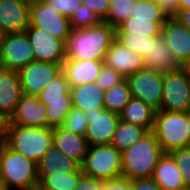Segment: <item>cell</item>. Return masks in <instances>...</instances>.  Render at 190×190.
Returning a JSON list of instances; mask_svg holds the SVG:
<instances>
[{"label":"cell","mask_w":190,"mask_h":190,"mask_svg":"<svg viewBox=\"0 0 190 190\" xmlns=\"http://www.w3.org/2000/svg\"><path fill=\"white\" fill-rule=\"evenodd\" d=\"M84 113L88 122L84 135L88 146L110 144L113 133L120 121L119 114L105 110V108Z\"/></svg>","instance_id":"13"},{"label":"cell","mask_w":190,"mask_h":190,"mask_svg":"<svg viewBox=\"0 0 190 190\" xmlns=\"http://www.w3.org/2000/svg\"><path fill=\"white\" fill-rule=\"evenodd\" d=\"M161 35L178 64L190 56V30L177 19L168 18L161 28Z\"/></svg>","instance_id":"16"},{"label":"cell","mask_w":190,"mask_h":190,"mask_svg":"<svg viewBox=\"0 0 190 190\" xmlns=\"http://www.w3.org/2000/svg\"><path fill=\"white\" fill-rule=\"evenodd\" d=\"M73 107L83 112H92L104 108L105 90L96 82L85 83L70 88Z\"/></svg>","instance_id":"23"},{"label":"cell","mask_w":190,"mask_h":190,"mask_svg":"<svg viewBox=\"0 0 190 190\" xmlns=\"http://www.w3.org/2000/svg\"><path fill=\"white\" fill-rule=\"evenodd\" d=\"M37 167L40 183L46 176L74 173L81 166L52 145L37 163Z\"/></svg>","instance_id":"20"},{"label":"cell","mask_w":190,"mask_h":190,"mask_svg":"<svg viewBox=\"0 0 190 190\" xmlns=\"http://www.w3.org/2000/svg\"><path fill=\"white\" fill-rule=\"evenodd\" d=\"M156 110L140 99L131 98L119 114L120 120L140 125L151 131L154 126Z\"/></svg>","instance_id":"25"},{"label":"cell","mask_w":190,"mask_h":190,"mask_svg":"<svg viewBox=\"0 0 190 190\" xmlns=\"http://www.w3.org/2000/svg\"><path fill=\"white\" fill-rule=\"evenodd\" d=\"M135 0H110V8L105 23L117 27L132 16Z\"/></svg>","instance_id":"34"},{"label":"cell","mask_w":190,"mask_h":190,"mask_svg":"<svg viewBox=\"0 0 190 190\" xmlns=\"http://www.w3.org/2000/svg\"><path fill=\"white\" fill-rule=\"evenodd\" d=\"M30 5L19 0H0V26L8 33H21L29 27Z\"/></svg>","instance_id":"17"},{"label":"cell","mask_w":190,"mask_h":190,"mask_svg":"<svg viewBox=\"0 0 190 190\" xmlns=\"http://www.w3.org/2000/svg\"><path fill=\"white\" fill-rule=\"evenodd\" d=\"M156 37L157 36H146L122 32L118 27H115V40L130 51H137L144 56V58L149 54L151 42H153Z\"/></svg>","instance_id":"29"},{"label":"cell","mask_w":190,"mask_h":190,"mask_svg":"<svg viewBox=\"0 0 190 190\" xmlns=\"http://www.w3.org/2000/svg\"><path fill=\"white\" fill-rule=\"evenodd\" d=\"M125 80L133 98L140 99L156 111L161 109L164 73L143 68Z\"/></svg>","instance_id":"7"},{"label":"cell","mask_w":190,"mask_h":190,"mask_svg":"<svg viewBox=\"0 0 190 190\" xmlns=\"http://www.w3.org/2000/svg\"><path fill=\"white\" fill-rule=\"evenodd\" d=\"M147 132L148 130L140 125L120 120L110 144L122 153L139 141Z\"/></svg>","instance_id":"26"},{"label":"cell","mask_w":190,"mask_h":190,"mask_svg":"<svg viewBox=\"0 0 190 190\" xmlns=\"http://www.w3.org/2000/svg\"><path fill=\"white\" fill-rule=\"evenodd\" d=\"M22 96L18 71L0 67V114L10 119Z\"/></svg>","instance_id":"18"},{"label":"cell","mask_w":190,"mask_h":190,"mask_svg":"<svg viewBox=\"0 0 190 190\" xmlns=\"http://www.w3.org/2000/svg\"><path fill=\"white\" fill-rule=\"evenodd\" d=\"M33 61L35 55L26 33L6 34L0 47V67L19 71Z\"/></svg>","instance_id":"9"},{"label":"cell","mask_w":190,"mask_h":190,"mask_svg":"<svg viewBox=\"0 0 190 190\" xmlns=\"http://www.w3.org/2000/svg\"><path fill=\"white\" fill-rule=\"evenodd\" d=\"M175 19L190 30V9H179Z\"/></svg>","instance_id":"46"},{"label":"cell","mask_w":190,"mask_h":190,"mask_svg":"<svg viewBox=\"0 0 190 190\" xmlns=\"http://www.w3.org/2000/svg\"><path fill=\"white\" fill-rule=\"evenodd\" d=\"M100 190H133V180L121 176L115 179L102 181Z\"/></svg>","instance_id":"40"},{"label":"cell","mask_w":190,"mask_h":190,"mask_svg":"<svg viewBox=\"0 0 190 190\" xmlns=\"http://www.w3.org/2000/svg\"><path fill=\"white\" fill-rule=\"evenodd\" d=\"M180 169L182 179L187 188H190V145L177 148L169 152Z\"/></svg>","instance_id":"37"},{"label":"cell","mask_w":190,"mask_h":190,"mask_svg":"<svg viewBox=\"0 0 190 190\" xmlns=\"http://www.w3.org/2000/svg\"><path fill=\"white\" fill-rule=\"evenodd\" d=\"M151 178L162 190H184L187 188L179 167L169 153H164L159 159Z\"/></svg>","instance_id":"22"},{"label":"cell","mask_w":190,"mask_h":190,"mask_svg":"<svg viewBox=\"0 0 190 190\" xmlns=\"http://www.w3.org/2000/svg\"><path fill=\"white\" fill-rule=\"evenodd\" d=\"M186 132L189 134V145H190V110L187 112Z\"/></svg>","instance_id":"49"},{"label":"cell","mask_w":190,"mask_h":190,"mask_svg":"<svg viewBox=\"0 0 190 190\" xmlns=\"http://www.w3.org/2000/svg\"><path fill=\"white\" fill-rule=\"evenodd\" d=\"M131 17L149 20L150 22H166L168 19L162 9L153 0L135 1Z\"/></svg>","instance_id":"33"},{"label":"cell","mask_w":190,"mask_h":190,"mask_svg":"<svg viewBox=\"0 0 190 190\" xmlns=\"http://www.w3.org/2000/svg\"><path fill=\"white\" fill-rule=\"evenodd\" d=\"M81 170L101 182L121 177L122 153L111 144L89 146Z\"/></svg>","instance_id":"5"},{"label":"cell","mask_w":190,"mask_h":190,"mask_svg":"<svg viewBox=\"0 0 190 190\" xmlns=\"http://www.w3.org/2000/svg\"><path fill=\"white\" fill-rule=\"evenodd\" d=\"M144 67L161 73L173 72L179 68L161 34L151 42L149 54L144 58Z\"/></svg>","instance_id":"24"},{"label":"cell","mask_w":190,"mask_h":190,"mask_svg":"<svg viewBox=\"0 0 190 190\" xmlns=\"http://www.w3.org/2000/svg\"><path fill=\"white\" fill-rule=\"evenodd\" d=\"M133 190H162L152 178L133 180Z\"/></svg>","instance_id":"44"},{"label":"cell","mask_w":190,"mask_h":190,"mask_svg":"<svg viewBox=\"0 0 190 190\" xmlns=\"http://www.w3.org/2000/svg\"><path fill=\"white\" fill-rule=\"evenodd\" d=\"M0 190H12V189L7 187L6 185L0 184Z\"/></svg>","instance_id":"52"},{"label":"cell","mask_w":190,"mask_h":190,"mask_svg":"<svg viewBox=\"0 0 190 190\" xmlns=\"http://www.w3.org/2000/svg\"><path fill=\"white\" fill-rule=\"evenodd\" d=\"M104 64L113 68L125 78L145 68L144 56L137 51H130L115 39L107 50Z\"/></svg>","instance_id":"14"},{"label":"cell","mask_w":190,"mask_h":190,"mask_svg":"<svg viewBox=\"0 0 190 190\" xmlns=\"http://www.w3.org/2000/svg\"><path fill=\"white\" fill-rule=\"evenodd\" d=\"M9 125L10 119L5 115L0 114V147L7 143Z\"/></svg>","instance_id":"45"},{"label":"cell","mask_w":190,"mask_h":190,"mask_svg":"<svg viewBox=\"0 0 190 190\" xmlns=\"http://www.w3.org/2000/svg\"><path fill=\"white\" fill-rule=\"evenodd\" d=\"M67 18L82 4V0H44Z\"/></svg>","instance_id":"39"},{"label":"cell","mask_w":190,"mask_h":190,"mask_svg":"<svg viewBox=\"0 0 190 190\" xmlns=\"http://www.w3.org/2000/svg\"><path fill=\"white\" fill-rule=\"evenodd\" d=\"M10 125H22L33 128L47 126L45 105L37 96L23 95L10 118Z\"/></svg>","instance_id":"15"},{"label":"cell","mask_w":190,"mask_h":190,"mask_svg":"<svg viewBox=\"0 0 190 190\" xmlns=\"http://www.w3.org/2000/svg\"><path fill=\"white\" fill-rule=\"evenodd\" d=\"M179 9H190V0H179Z\"/></svg>","instance_id":"48"},{"label":"cell","mask_w":190,"mask_h":190,"mask_svg":"<svg viewBox=\"0 0 190 190\" xmlns=\"http://www.w3.org/2000/svg\"><path fill=\"white\" fill-rule=\"evenodd\" d=\"M187 112L158 110L155 113L153 133L165 153L189 146L186 132Z\"/></svg>","instance_id":"6"},{"label":"cell","mask_w":190,"mask_h":190,"mask_svg":"<svg viewBox=\"0 0 190 190\" xmlns=\"http://www.w3.org/2000/svg\"><path fill=\"white\" fill-rule=\"evenodd\" d=\"M167 16V18H175L179 11V0H153Z\"/></svg>","instance_id":"42"},{"label":"cell","mask_w":190,"mask_h":190,"mask_svg":"<svg viewBox=\"0 0 190 190\" xmlns=\"http://www.w3.org/2000/svg\"><path fill=\"white\" fill-rule=\"evenodd\" d=\"M179 68L188 76L190 79V56L179 64Z\"/></svg>","instance_id":"47"},{"label":"cell","mask_w":190,"mask_h":190,"mask_svg":"<svg viewBox=\"0 0 190 190\" xmlns=\"http://www.w3.org/2000/svg\"><path fill=\"white\" fill-rule=\"evenodd\" d=\"M110 0H82V4L92 10L97 16L104 21L110 8Z\"/></svg>","instance_id":"41"},{"label":"cell","mask_w":190,"mask_h":190,"mask_svg":"<svg viewBox=\"0 0 190 190\" xmlns=\"http://www.w3.org/2000/svg\"><path fill=\"white\" fill-rule=\"evenodd\" d=\"M65 94H71V92L66 76L61 72L46 85L37 97L40 101H56L65 100Z\"/></svg>","instance_id":"32"},{"label":"cell","mask_w":190,"mask_h":190,"mask_svg":"<svg viewBox=\"0 0 190 190\" xmlns=\"http://www.w3.org/2000/svg\"><path fill=\"white\" fill-rule=\"evenodd\" d=\"M6 145L38 163L53 145V128L9 125Z\"/></svg>","instance_id":"4"},{"label":"cell","mask_w":190,"mask_h":190,"mask_svg":"<svg viewBox=\"0 0 190 190\" xmlns=\"http://www.w3.org/2000/svg\"><path fill=\"white\" fill-rule=\"evenodd\" d=\"M0 184L12 190L38 188L37 163L7 145L0 147Z\"/></svg>","instance_id":"3"},{"label":"cell","mask_w":190,"mask_h":190,"mask_svg":"<svg viewBox=\"0 0 190 190\" xmlns=\"http://www.w3.org/2000/svg\"><path fill=\"white\" fill-rule=\"evenodd\" d=\"M131 98L128 83L124 80L119 85L112 86L110 89L105 90L104 108L110 112L120 114Z\"/></svg>","instance_id":"27"},{"label":"cell","mask_w":190,"mask_h":190,"mask_svg":"<svg viewBox=\"0 0 190 190\" xmlns=\"http://www.w3.org/2000/svg\"><path fill=\"white\" fill-rule=\"evenodd\" d=\"M164 153L153 131H148L122 152V176L129 180L151 178Z\"/></svg>","instance_id":"2"},{"label":"cell","mask_w":190,"mask_h":190,"mask_svg":"<svg viewBox=\"0 0 190 190\" xmlns=\"http://www.w3.org/2000/svg\"><path fill=\"white\" fill-rule=\"evenodd\" d=\"M170 112L190 110V79L180 69L164 73L161 109Z\"/></svg>","instance_id":"8"},{"label":"cell","mask_w":190,"mask_h":190,"mask_svg":"<svg viewBox=\"0 0 190 190\" xmlns=\"http://www.w3.org/2000/svg\"><path fill=\"white\" fill-rule=\"evenodd\" d=\"M87 125L88 122L85 113L82 110L73 107L65 117L62 127L74 134L84 136L87 130Z\"/></svg>","instance_id":"36"},{"label":"cell","mask_w":190,"mask_h":190,"mask_svg":"<svg viewBox=\"0 0 190 190\" xmlns=\"http://www.w3.org/2000/svg\"><path fill=\"white\" fill-rule=\"evenodd\" d=\"M6 32L3 30V28L0 26V47H1V44L6 36Z\"/></svg>","instance_id":"50"},{"label":"cell","mask_w":190,"mask_h":190,"mask_svg":"<svg viewBox=\"0 0 190 190\" xmlns=\"http://www.w3.org/2000/svg\"><path fill=\"white\" fill-rule=\"evenodd\" d=\"M71 29L88 28L99 25L102 20L87 6L81 4L69 18Z\"/></svg>","instance_id":"35"},{"label":"cell","mask_w":190,"mask_h":190,"mask_svg":"<svg viewBox=\"0 0 190 190\" xmlns=\"http://www.w3.org/2000/svg\"><path fill=\"white\" fill-rule=\"evenodd\" d=\"M29 25L49 32L63 42L71 30L69 18L60 14L44 0L30 5Z\"/></svg>","instance_id":"10"},{"label":"cell","mask_w":190,"mask_h":190,"mask_svg":"<svg viewBox=\"0 0 190 190\" xmlns=\"http://www.w3.org/2000/svg\"><path fill=\"white\" fill-rule=\"evenodd\" d=\"M104 61L100 60H65L62 72L65 74L69 87L81 86L95 82L98 78Z\"/></svg>","instance_id":"19"},{"label":"cell","mask_w":190,"mask_h":190,"mask_svg":"<svg viewBox=\"0 0 190 190\" xmlns=\"http://www.w3.org/2000/svg\"><path fill=\"white\" fill-rule=\"evenodd\" d=\"M62 72V65L33 61L18 71L23 95L37 96Z\"/></svg>","instance_id":"12"},{"label":"cell","mask_w":190,"mask_h":190,"mask_svg":"<svg viewBox=\"0 0 190 190\" xmlns=\"http://www.w3.org/2000/svg\"><path fill=\"white\" fill-rule=\"evenodd\" d=\"M81 167L74 173L64 175L46 176L40 183L41 190H74L77 186L79 177L82 175Z\"/></svg>","instance_id":"30"},{"label":"cell","mask_w":190,"mask_h":190,"mask_svg":"<svg viewBox=\"0 0 190 190\" xmlns=\"http://www.w3.org/2000/svg\"><path fill=\"white\" fill-rule=\"evenodd\" d=\"M33 48L35 61L62 65L65 61L64 42L49 32L36 27L24 31Z\"/></svg>","instance_id":"11"},{"label":"cell","mask_w":190,"mask_h":190,"mask_svg":"<svg viewBox=\"0 0 190 190\" xmlns=\"http://www.w3.org/2000/svg\"><path fill=\"white\" fill-rule=\"evenodd\" d=\"M124 80L125 77H123L113 68L108 67L104 64L95 82L99 84L104 90H108L112 86L119 85Z\"/></svg>","instance_id":"38"},{"label":"cell","mask_w":190,"mask_h":190,"mask_svg":"<svg viewBox=\"0 0 190 190\" xmlns=\"http://www.w3.org/2000/svg\"><path fill=\"white\" fill-rule=\"evenodd\" d=\"M101 181L82 174L74 190H100Z\"/></svg>","instance_id":"43"},{"label":"cell","mask_w":190,"mask_h":190,"mask_svg":"<svg viewBox=\"0 0 190 190\" xmlns=\"http://www.w3.org/2000/svg\"><path fill=\"white\" fill-rule=\"evenodd\" d=\"M165 23L166 22H150L149 20L135 19L130 17L117 27L122 32L146 36H159L161 34V28Z\"/></svg>","instance_id":"31"},{"label":"cell","mask_w":190,"mask_h":190,"mask_svg":"<svg viewBox=\"0 0 190 190\" xmlns=\"http://www.w3.org/2000/svg\"><path fill=\"white\" fill-rule=\"evenodd\" d=\"M53 145L80 166L89 147L85 136L67 131L62 126L53 128Z\"/></svg>","instance_id":"21"},{"label":"cell","mask_w":190,"mask_h":190,"mask_svg":"<svg viewBox=\"0 0 190 190\" xmlns=\"http://www.w3.org/2000/svg\"><path fill=\"white\" fill-rule=\"evenodd\" d=\"M20 2L26 3L28 5H33L34 3L40 1V0H19Z\"/></svg>","instance_id":"51"},{"label":"cell","mask_w":190,"mask_h":190,"mask_svg":"<svg viewBox=\"0 0 190 190\" xmlns=\"http://www.w3.org/2000/svg\"><path fill=\"white\" fill-rule=\"evenodd\" d=\"M46 108L47 127L63 125L64 119L73 108L72 95L65 94V100L41 101Z\"/></svg>","instance_id":"28"},{"label":"cell","mask_w":190,"mask_h":190,"mask_svg":"<svg viewBox=\"0 0 190 190\" xmlns=\"http://www.w3.org/2000/svg\"><path fill=\"white\" fill-rule=\"evenodd\" d=\"M115 39V27L102 21L88 28L71 29L64 42L65 60L104 61Z\"/></svg>","instance_id":"1"}]
</instances>
